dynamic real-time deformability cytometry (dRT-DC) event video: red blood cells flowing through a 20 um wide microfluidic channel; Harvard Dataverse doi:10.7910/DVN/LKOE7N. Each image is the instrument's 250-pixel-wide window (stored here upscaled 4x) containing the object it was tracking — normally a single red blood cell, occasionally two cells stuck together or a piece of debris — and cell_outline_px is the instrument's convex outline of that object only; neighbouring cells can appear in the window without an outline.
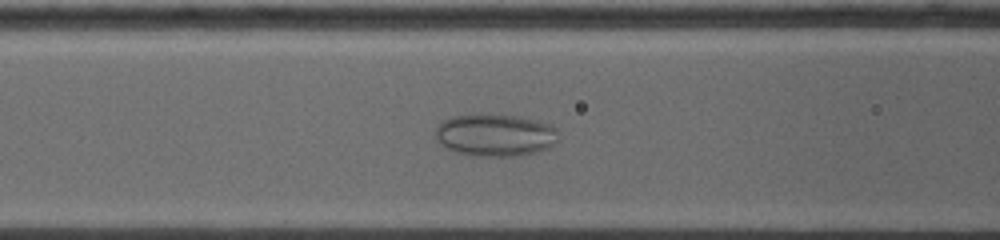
{"species": "common noctule bat (a hibernating species)", "species_latin": "Nyctalus noctula", "temperature_condition": "warm", "stored_images_in_passage": 58, "camera_frame_rate_fps": 5000, "um_per_image_px": 0.085, "animal": {"sex": "female", "body_mass_g": 19.0, "forearm_length_mm": 53.3}, "frame": {"image": 1, "passage_image": 21, "time_ms": 4.2, "image_size_px": [1000, 240], "cell_outline_px": [[556, 140], [548, 148], [536, 152], [520, 156], [472, 156], [456, 152], [440, 144], [436, 140], [436, 128], [444, 120], [452, 116], [520, 116], [548, 124], [556, 128]], "centroid_in_image_um": [42.08, 11.52], "position_along_channel_um": 124.5, "area_um2": 29.71}}
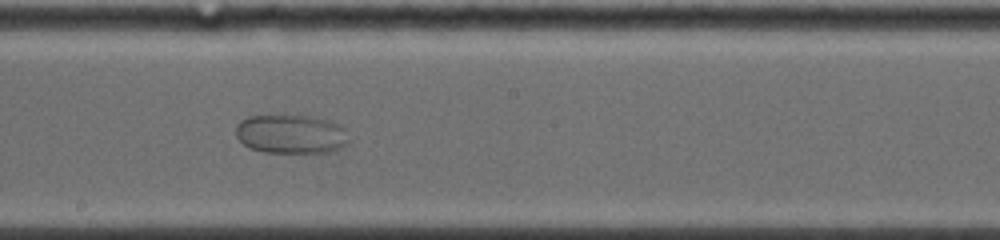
{"frame": {"image": 2, "passage_image": 33, "time_ms": 6.8, "image_size_px": [1000, 240], "cell_outline_px": [[348, 144], [332, 152], [264, 152], [248, 148], [236, 136], [236, 124], [240, 120], [248, 116], [312, 116], [328, 120], [340, 124], [344, 128], [348, 140]], "centroid_in_image_um": [24.73, 11.4], "position_along_channel_um": 223.5, "area_um2": 25.72}}
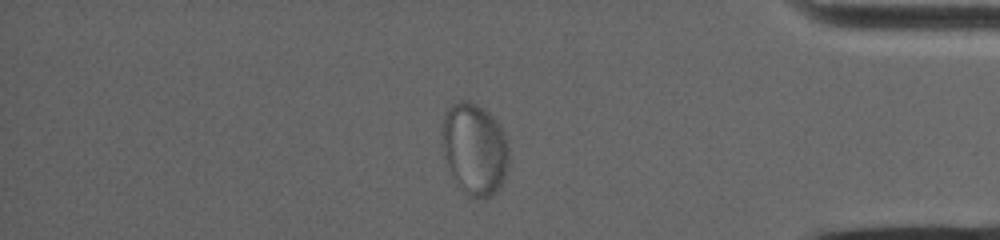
{"frame": {"image": 3, "passage_image": 54, "time_ms": 12.0, "image_size_px": [1000, 240], "cell_outline_px": [[508, 164], [504, 180], [496, 192], [492, 196], [484, 200], [468, 196], [456, 184], [452, 176], [444, 156], [440, 144], [440, 128], [444, 112], [452, 104], [460, 100], [468, 100], [484, 108], [500, 124], [504, 132], [508, 144]], "centroid_in_image_um": [40.3, 12.66], "position_along_channel_um": 394.9, "area_um2": 36.76}}